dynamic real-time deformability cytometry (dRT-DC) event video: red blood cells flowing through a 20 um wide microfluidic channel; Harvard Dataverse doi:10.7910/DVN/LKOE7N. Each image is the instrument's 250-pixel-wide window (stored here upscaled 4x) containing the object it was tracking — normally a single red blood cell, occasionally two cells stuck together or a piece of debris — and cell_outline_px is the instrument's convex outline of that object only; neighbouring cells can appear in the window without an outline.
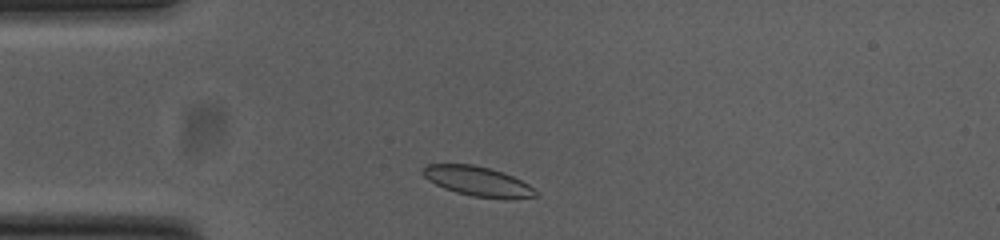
{"species": "common noctule bat (a hibernating species)", "species_latin": "Nyctalus noctula", "temperature_condition": "cold", "stored_images_in_passage": 35, "camera_frame_rate_fps": 3000, "um_per_image_px": 0.085, "animal": {"sex": "female", "body_mass_g": 23.0, "forearm_length_mm": 53.4}, "frame": {"image": 1, "passage_image": 3, "time_ms": 0.667, "image_size_px": [1000, 240], "cell_outline_px": [[540, 196], [472, 196], [456, 192], [444, 188], [428, 180], [420, 172], [428, 164], [472, 164], [492, 168], [504, 172], [528, 184]], "centroid_in_image_um": [40.51, 15.35], "position_along_channel_um": 44.5, "area_um2": 18.73}}
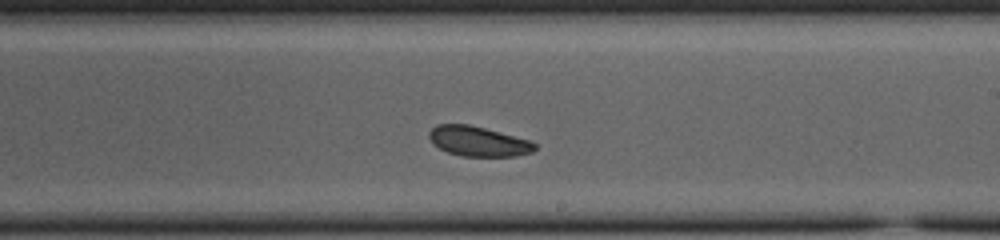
{"frame": {"image": 2, "passage_image": 21, "time_ms": 6.667, "image_size_px": [1000, 240], "cell_outline_px": [[536, 148], [532, 152], [516, 156], [460, 156], [448, 152], [432, 144], [428, 136], [428, 132], [436, 124], [468, 124], [484, 128], [528, 140], [536, 144]], "centroid_in_image_um": [40.6, 12.01], "position_along_channel_um": 248.4, "area_um2": 18.32}}
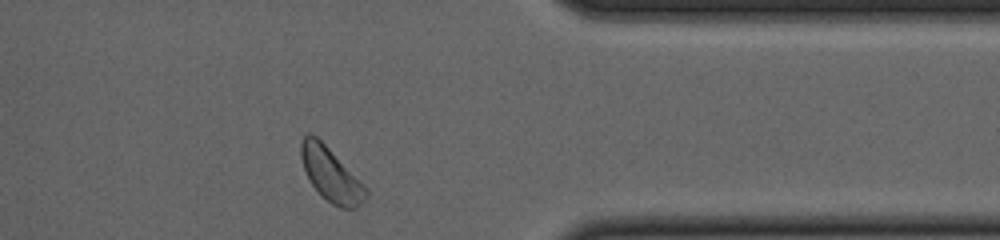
{"frame": {"image": 3, "passage_image": 33, "time_ms": 10.667, "image_size_px": [1000, 240], "cell_outline_px": [[368, 196], [356, 208], [340, 208], [332, 204], [320, 196], [312, 184], [304, 168], [300, 156], [300, 140], [308, 132], [312, 132], [368, 188]], "centroid_in_image_um": [28.12, 14.84], "position_along_channel_um": 383.3, "area_um2": 20.23}, "authors_computed_cell_mechanics": {"area_um2": 19.2474, "velocity_mm_per_s": 3.7278, "shape_relaxation_time_tau1_ms": 1.357, "shape_relaxation_time_tau2_ms": null, "deformation_change_tau1": 0.0411, "deformation_change_tau2": null}}